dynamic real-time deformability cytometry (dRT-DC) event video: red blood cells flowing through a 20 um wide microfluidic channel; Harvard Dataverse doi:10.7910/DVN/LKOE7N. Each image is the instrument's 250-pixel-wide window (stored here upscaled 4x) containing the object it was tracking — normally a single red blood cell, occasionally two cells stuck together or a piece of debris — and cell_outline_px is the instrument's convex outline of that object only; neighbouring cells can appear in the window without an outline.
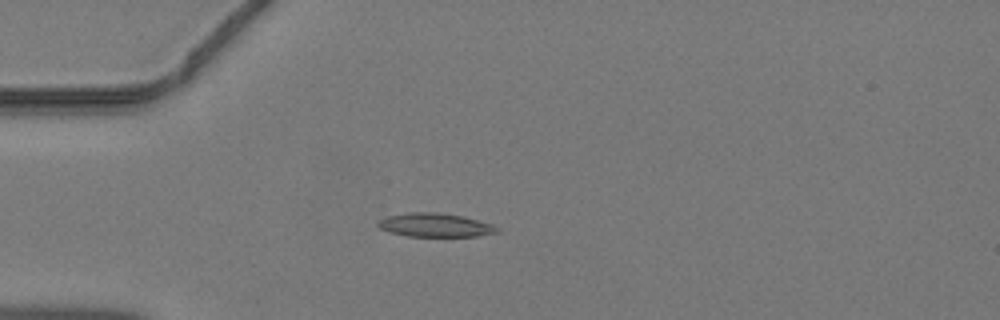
{"species": "common noctule bat (a hibernating species)", "species_latin": "Nyctalus noctula", "temperature_condition": "warm", "stored_images_in_passage": 46, "camera_frame_rate_fps": 3000, "um_per_image_px": 0.085, "animal": {"sex": "male", "body_mass_g": 19.2, "forearm_length_mm": 51.8}, "frame": {"image": 1, "passage_image": 13, "time_ms": 4.0, "image_size_px": [1000, 320], "cell_outline_px": [[500, 232], [476, 236], [408, 236], [388, 232], [380, 228], [376, 224], [380, 220], [388, 216], [412, 212], [436, 212], [460, 216], [492, 224], [500, 228]], "centroid_in_image_um": [36.99, 19.14], "position_along_channel_um": 48.0, "area_um2": 16.24}}
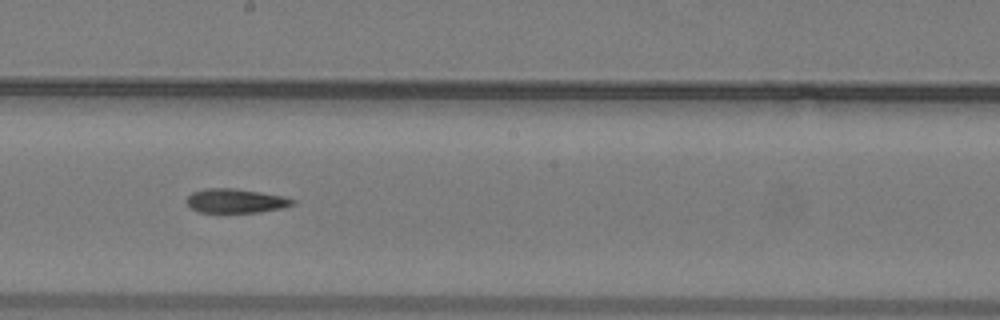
{"frame": {"image": 2, "passage_image": 26, "time_ms": 8.333, "image_size_px": [1000, 320], "cell_outline_px": [[296, 204], [280, 208], [256, 212], [196, 212], [184, 200], [192, 192], [204, 188], [236, 188], [260, 192], [280, 196], [296, 200]], "centroid_in_image_um": [19.98, 17.06], "position_along_channel_um": 228.2, "area_um2": 14.85}}
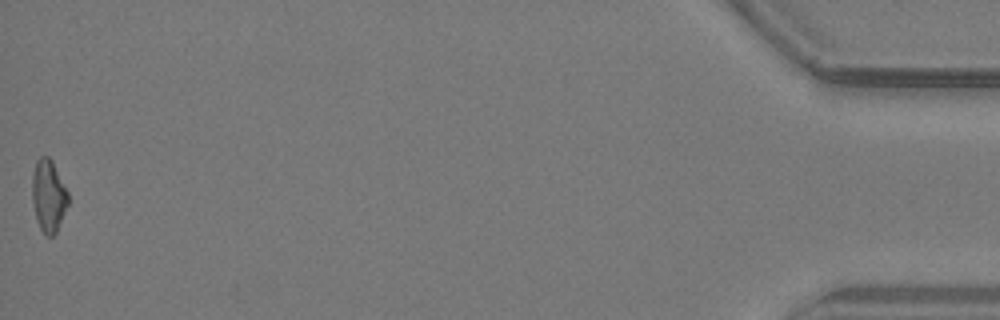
{"frame": {"image": 3, "passage_image": 46, "time_ms": 15.0, "image_size_px": [1000, 320], "cell_outline_px": [[68, 204], [56, 232], [52, 236], [44, 236], [36, 220], [32, 200], [32, 176], [36, 160], [40, 156], [48, 156], [52, 160], [68, 192]], "centroid_in_image_um": [4.11, 16.64], "position_along_channel_um": 431.1, "area_um2": 15.2}}